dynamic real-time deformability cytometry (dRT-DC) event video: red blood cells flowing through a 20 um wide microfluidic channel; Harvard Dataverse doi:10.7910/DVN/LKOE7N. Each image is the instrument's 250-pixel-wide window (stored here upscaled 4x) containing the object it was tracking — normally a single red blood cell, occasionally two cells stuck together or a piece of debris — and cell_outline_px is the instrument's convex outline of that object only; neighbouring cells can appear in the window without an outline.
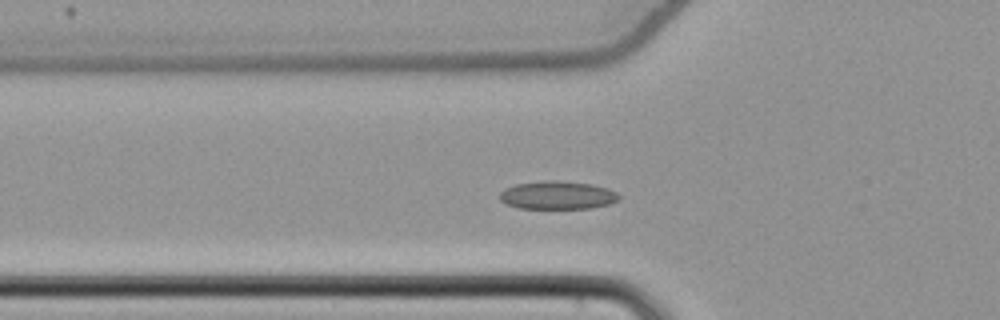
{"species": "common noctule bat (a hibernating species)", "species_latin": "Nyctalus noctula", "temperature_condition": "cold", "stored_images_in_passage": 51, "camera_frame_rate_fps": 3000, "um_per_image_px": 0.085, "animal": {"sex": "female", "body_mass_g": 22.7, "forearm_length_mm": 54.2}, "frame": {"image": 1, "passage_image": 15, "time_ms": 4.667, "image_size_px": [1000, 320], "cell_outline_px": [[620, 200], [608, 204], [592, 208], [520, 208], [508, 204], [500, 200], [500, 192], [504, 188], [516, 184], [544, 180], [552, 180], [592, 184], [608, 188], [616, 192], [620, 196]], "centroid_in_image_um": [47.4, 16.58], "position_along_channel_um": 78.4, "area_um2": 19.54}}
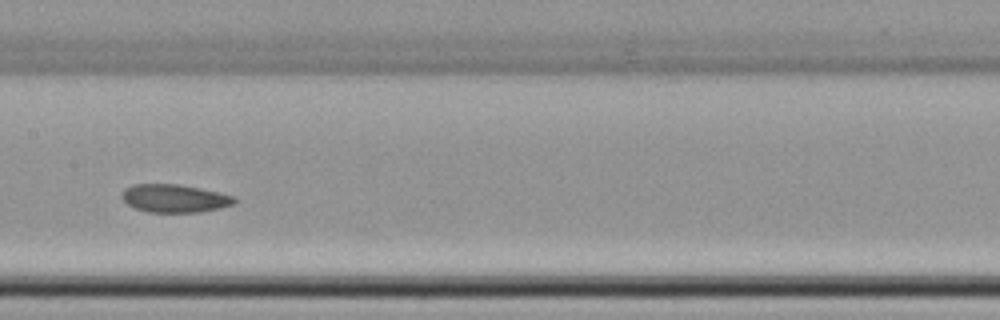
{"frame": {"image": 2, "passage_image": 24, "time_ms": 7.667, "image_size_px": [1000, 320], "cell_outline_px": [[236, 200], [232, 204], [220, 208], [200, 212], [148, 212], [136, 208], [128, 204], [120, 196], [132, 184], [180, 184], [200, 188], [232, 196]], "centroid_in_image_um": [14.82, 16.86], "position_along_channel_um": 192.6, "area_um2": 18.09}}
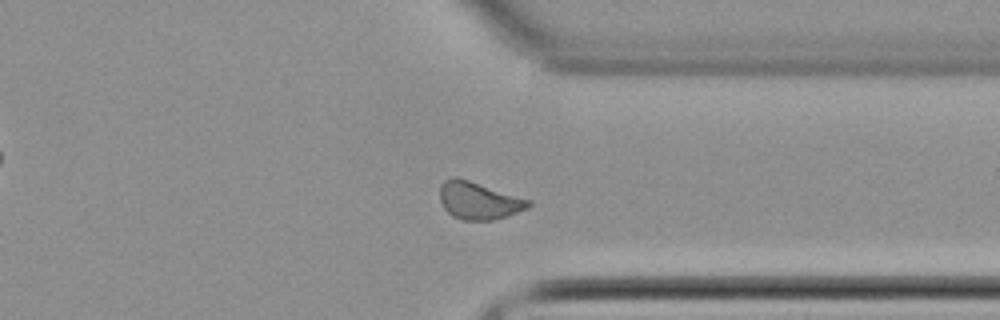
{"frame": {"image": 3, "passage_image": 38, "time_ms": 12.333, "image_size_px": [1000, 320], "cell_outline_px": [[532, 204], [528, 208], [492, 220], [464, 220], [452, 216], [444, 208], [440, 200], [440, 184], [444, 180], [452, 176], [456, 176], [532, 200]], "centroid_in_image_um": [40.67, 17.03], "position_along_channel_um": 370.7, "area_um2": 19.31}, "authors_computed_cell_mechanics": {"area_um2": 19.074, "velocity_mm_per_s": 3.822, "shape_relaxation_time_tau1_ms": null, "shape_relaxation_time_tau2_ms": 2.8515, "deformation_change_tau1": null, "deformation_change_tau2": 0.0689}}